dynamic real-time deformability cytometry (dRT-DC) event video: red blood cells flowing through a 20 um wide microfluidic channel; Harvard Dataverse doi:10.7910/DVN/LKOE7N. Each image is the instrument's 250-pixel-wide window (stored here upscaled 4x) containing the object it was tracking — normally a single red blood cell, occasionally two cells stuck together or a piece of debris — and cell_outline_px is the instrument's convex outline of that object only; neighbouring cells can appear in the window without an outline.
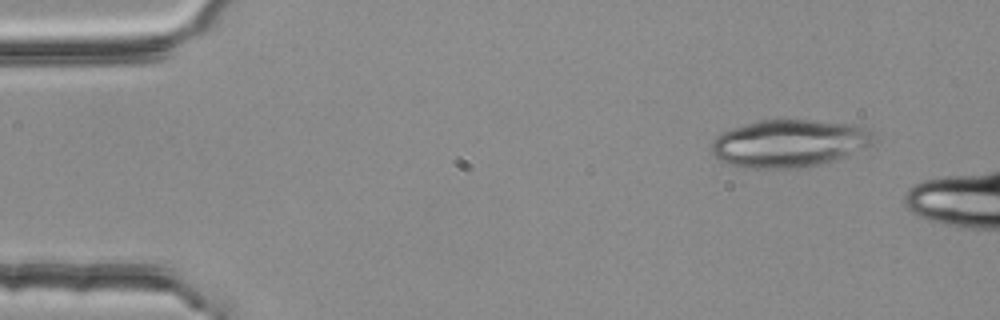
{"species": "common noctule bat (a hibernating species)", "species_latin": "Nyctalus noctula", "temperature_condition": "room temperature", "stored_images_in_passage": 3, "camera_frame_rate_fps": 3000, "um_per_image_px": 0.085, "animal": {"sex": "female", "body_mass_g": 25.1}, "frame": {"image": 1, "passage_image": 1, "time_ms": 0.0, "image_size_px": [1000, 320], "cell_outline_px": [[880, 132], [872, 144], [868, 148], [836, 160], [820, 164], [796, 168], [744, 168], [720, 160], [712, 152], [712, 140], [716, 136], [732, 128], [760, 120], [808, 120], [856, 124], [872, 128]], "centroid_in_image_um": [67.22, 12.17], "position_along_channel_um": 17.8, "area_um2": 45.55}}